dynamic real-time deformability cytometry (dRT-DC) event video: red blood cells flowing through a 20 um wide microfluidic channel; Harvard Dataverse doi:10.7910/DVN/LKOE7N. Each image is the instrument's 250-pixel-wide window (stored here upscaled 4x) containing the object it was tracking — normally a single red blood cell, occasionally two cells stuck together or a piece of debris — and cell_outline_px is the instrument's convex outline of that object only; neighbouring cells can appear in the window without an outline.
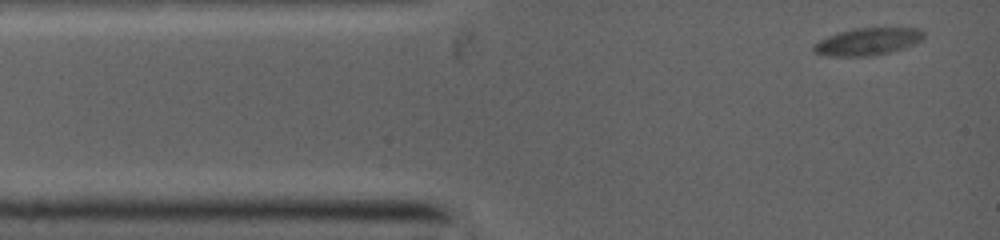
{"species": "common noctule bat (a hibernating species)", "species_latin": "Nyctalus noctula", "temperature_condition": "warm", "stored_images_in_passage": 34, "camera_frame_rate_fps": 5000, "um_per_image_px": 0.085, "animal": {"sex": "female", "body_mass_g": 19.0, "forearm_length_mm": 53.3}, "frame": {"image": 1, "passage_image": 1, "time_ms": 0.0, "image_size_px": [1000, 240], "cell_outline_px": [[924, 36], [920, 40], [912, 44], [888, 52], [864, 56], [828, 56], [816, 52], [812, 48], [816, 44], [828, 36], [856, 28], [916, 28], [924, 32]], "centroid_in_image_um": [73.75, 3.53], "position_along_channel_um": 11.2, "area_um2": 16.76}}
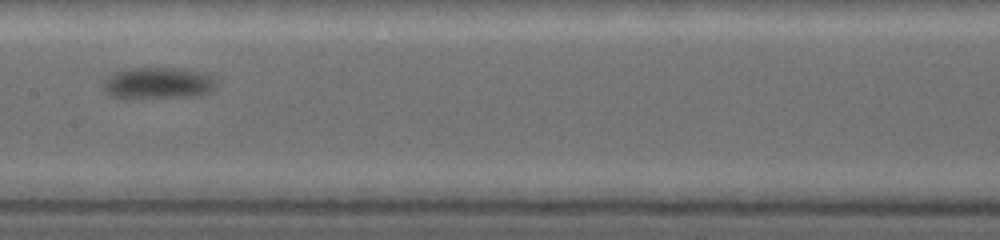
{"frame": {"image": 2, "passage_image": 15, "time_ms": 5.8, "image_size_px": [1000, 240], "cell_outline_px": [[212, 88], [208, 92], [156, 96], [124, 96], [108, 92], [108, 84], [120, 72], [136, 68], [168, 68], [196, 72], [208, 76], [212, 80]], "centroid_in_image_um": [13.51, 7.01], "position_along_channel_um": 193.9, "area_um2": 17.57}}
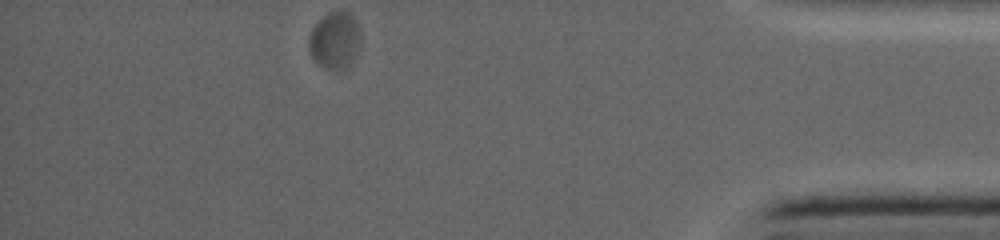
{"frame": {"image": 3, "passage_image": 34, "time_ms": 12.4, "image_size_px": [1000, 240], "cell_outline_px": [[356, 40], [352, 56], [340, 68], [328, 68], [320, 64], [312, 56], [308, 48], [308, 40], [312, 28], [328, 12], [344, 12], [356, 24]], "centroid_in_image_um": [28.3, 3.39], "position_along_channel_um": 406.9, "area_um2": 15.2}}